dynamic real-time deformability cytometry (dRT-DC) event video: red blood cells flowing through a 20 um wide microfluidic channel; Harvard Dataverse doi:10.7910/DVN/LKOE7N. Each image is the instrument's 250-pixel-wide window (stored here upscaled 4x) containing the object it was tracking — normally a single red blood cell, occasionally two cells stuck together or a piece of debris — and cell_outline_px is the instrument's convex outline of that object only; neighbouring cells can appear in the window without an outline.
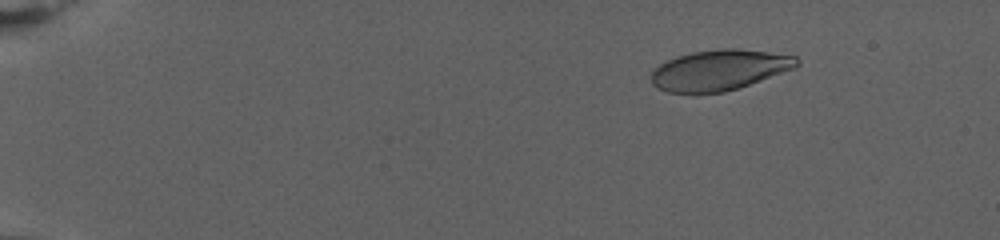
{"species": "human", "species_latin": "Homo sapiens", "temperature_condition": "warm", "stored_images_in_passage": 25, "camera_frame_rate_fps": 3000, "um_per_image_px": 0.085, "donor": {"sex": "female"}, "frame": {"image": 1, "passage_image": 13, "time_ms": 4.0, "image_size_px": [1000, 240], "cell_outline_px": [[800, 64], [796, 68], [724, 92], [668, 92], [652, 84], [652, 72], [660, 64], [676, 56], [692, 52], [720, 48], [736, 48], [768, 52], [796, 56], [800, 60]], "centroid_in_image_um": [61.18, 5.93], "position_along_channel_um": 23.8, "area_um2": 33.99}}